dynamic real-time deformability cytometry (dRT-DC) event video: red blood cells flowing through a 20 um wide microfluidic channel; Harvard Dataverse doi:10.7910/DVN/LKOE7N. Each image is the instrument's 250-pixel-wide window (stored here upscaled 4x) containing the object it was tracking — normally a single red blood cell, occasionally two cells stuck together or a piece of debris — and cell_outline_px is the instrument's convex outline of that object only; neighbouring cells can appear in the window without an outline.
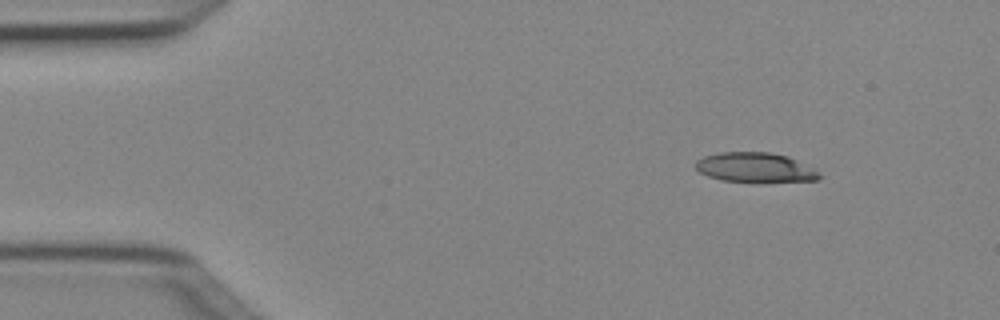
{"species": "Egyptian fruit bat (a non-hibernating species)", "species_latin": "Rousettus aegyptiacus", "temperature_condition": "cold", "stored_images_in_passage": 4, "camera_frame_rate_fps": 3000, "um_per_image_px": 0.085, "animal": {"sex": "female"}, "frame": {"image": 1, "passage_image": 1, "time_ms": 0.0, "image_size_px": [1000, 320], "cell_outline_px": [[824, 176], [820, 180], [720, 180], [708, 176], [700, 172], [696, 168], [696, 160], [704, 156], [720, 152], [772, 152], [788, 156], [816, 168]], "centroid_in_image_um": [64.23, 14.2], "position_along_channel_um": 20.8, "area_um2": 21.04}}
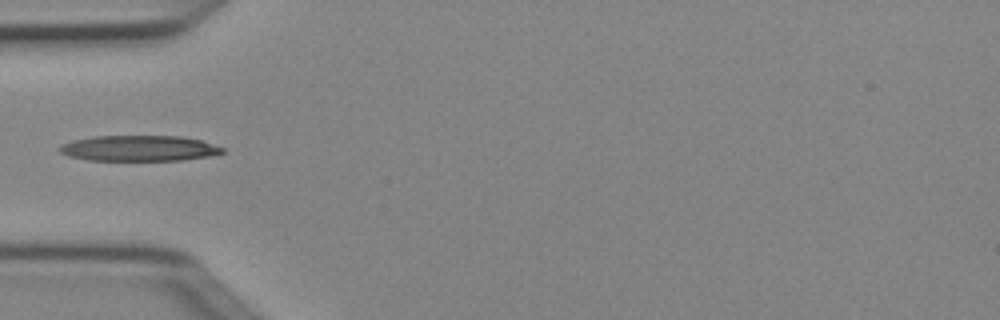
{"frame": {"image": 2, "passage_image": 4, "time_ms": 1.0, "image_size_px": [1000, 320], "cell_outline_px": [[224, 152], [212, 156], [184, 160], [88, 160], [68, 156], [60, 152], [56, 148], [60, 144], [72, 140], [96, 136], [180, 136], [200, 140], [224, 148]], "centroid_in_image_um": [11.79, 12.6], "position_along_channel_um": 73.2, "area_um2": 24.45}}